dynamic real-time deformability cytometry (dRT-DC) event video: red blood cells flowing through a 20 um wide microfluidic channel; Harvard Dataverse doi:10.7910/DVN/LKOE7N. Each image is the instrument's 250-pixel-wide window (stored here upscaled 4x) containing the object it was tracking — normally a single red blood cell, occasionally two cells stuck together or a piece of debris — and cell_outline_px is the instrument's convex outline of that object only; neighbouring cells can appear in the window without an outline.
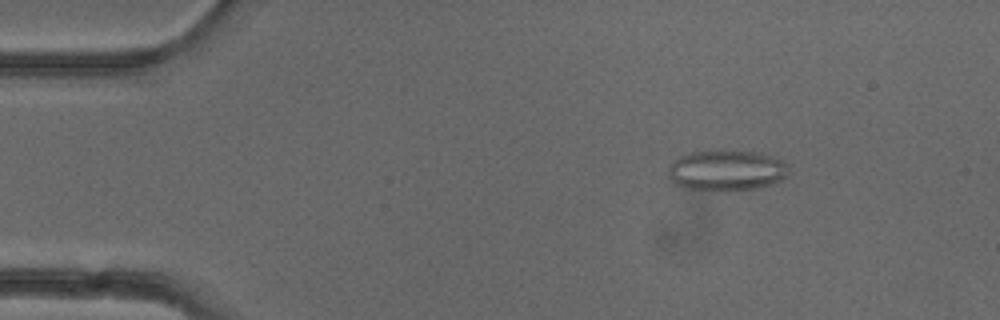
{"species": "common noctule bat (a hibernating species)", "species_latin": "Nyctalus noctula", "temperature_condition": "cold", "stored_images_in_passage": 52, "camera_frame_rate_fps": 3000, "um_per_image_px": 0.085, "animal": {"sex": "female"}, "frame": {"image": 1, "passage_image": 8, "time_ms": 2.333, "image_size_px": [1000, 320], "cell_outline_px": [[788, 176], [772, 184], [756, 188], [728, 192], [720, 192], [688, 188], [676, 184], [668, 176], [668, 168], [672, 160], [680, 156], [692, 152], [756, 152], [772, 156], [784, 160], [788, 164]], "centroid_in_image_um": [61.77, 14.52], "position_along_channel_um": 23.2, "area_um2": 28.61}}
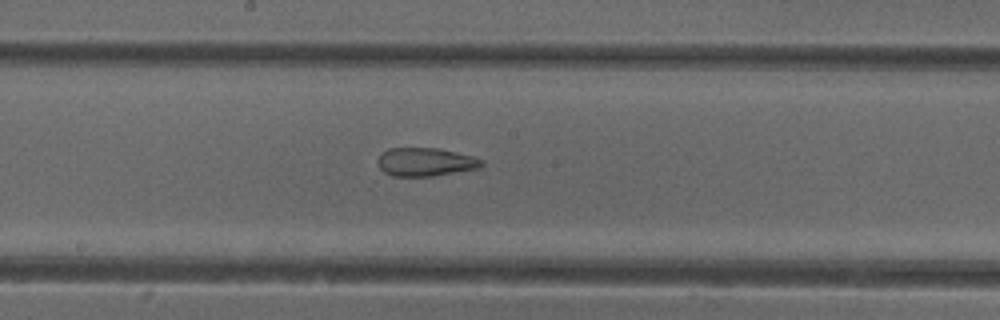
{"frame": {"image": 2, "passage_image": 28, "time_ms": 9.0, "image_size_px": [1000, 320], "cell_outline_px": [[484, 164], [480, 168], [432, 176], [392, 176], [384, 172], [380, 168], [376, 160], [380, 152], [388, 148], [440, 148], [472, 156], [484, 160]], "centroid_in_image_um": [36.14, 13.76], "position_along_channel_um": 212.1, "area_um2": 17.4}}
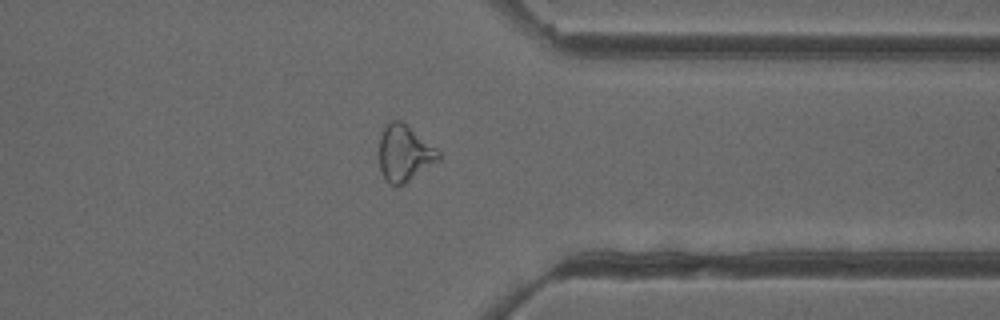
{"frame": {"image": 3, "passage_image": 41, "time_ms": 13.333, "image_size_px": [1000, 320], "cell_outline_px": [[440, 160], [404, 184], [392, 184], [384, 176], [380, 168], [376, 156], [380, 136], [384, 128], [392, 120], [400, 120], [436, 148], [440, 152]], "centroid_in_image_um": [34.34, 13.02], "position_along_channel_um": 377.1, "area_um2": 19.42}, "authors_computed_cell_mechanics": {"area_um2": 21.0681, "velocity_mm_per_s": 3.9494, "shape_relaxation_time_tau1_ms": null, "shape_relaxation_time_tau2_ms": 2.382, "deformation_change_tau1": null, "deformation_change_tau2": 0.1219}}